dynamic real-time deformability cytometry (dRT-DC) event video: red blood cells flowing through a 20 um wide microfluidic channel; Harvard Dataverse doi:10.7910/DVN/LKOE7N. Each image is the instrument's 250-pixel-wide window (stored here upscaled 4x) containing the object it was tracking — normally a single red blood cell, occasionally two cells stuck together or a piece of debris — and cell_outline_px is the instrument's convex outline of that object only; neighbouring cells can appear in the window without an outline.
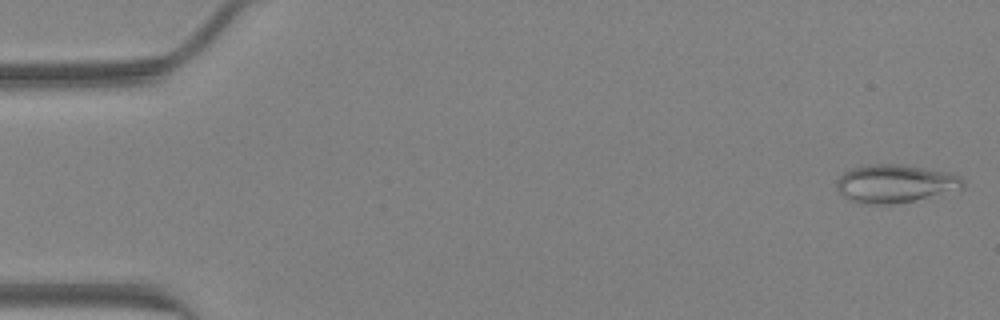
{"species": "Egyptian fruit bat (a non-hibernating species)", "species_latin": "Rousettus aegyptiacus", "temperature_condition": "warm", "stored_images_in_passage": 12, "camera_frame_rate_fps": 3000, "um_per_image_px": 0.085, "animal": {"sex": "female"}, "frame": {"image": 1, "passage_image": 1, "time_ms": 0.0, "image_size_px": [1000, 320], "cell_outline_px": [[964, 188], [912, 200], [888, 204], [860, 204], [848, 200], [836, 188], [836, 180], [844, 172], [852, 168], [868, 164], [900, 164], [948, 172], [960, 176], [964, 180]], "centroid_in_image_um": [76.04, 15.6], "position_along_channel_um": 9.0, "area_um2": 27.92}}